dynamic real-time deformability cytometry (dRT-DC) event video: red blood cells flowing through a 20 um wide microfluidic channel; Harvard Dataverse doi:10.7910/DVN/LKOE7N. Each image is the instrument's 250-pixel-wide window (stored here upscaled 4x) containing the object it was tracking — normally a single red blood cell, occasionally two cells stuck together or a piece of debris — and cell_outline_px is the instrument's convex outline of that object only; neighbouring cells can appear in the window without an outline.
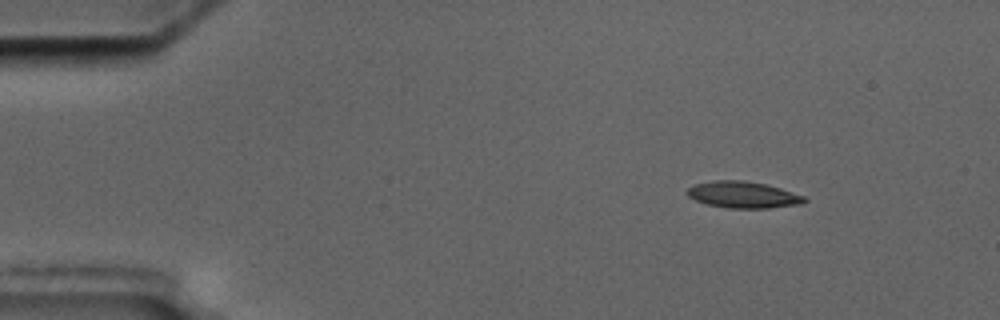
{"species": "common noctule bat (a hibernating species)", "species_latin": "Nyctalus noctula", "temperature_condition": "cold", "stored_images_in_passage": 4, "camera_frame_rate_fps": 3000, "um_per_image_px": 0.085, "animal": {"sex": "male", "body_mass_g": 17.5, "forearm_length_mm": 52.3}, "frame": {"image": 1, "passage_image": 2, "time_ms": 1.0, "image_size_px": [1000, 320], "cell_outline_px": [[808, 200], [800, 204], [768, 208], [728, 208], [708, 204], [696, 200], [688, 196], [684, 192], [692, 184], [712, 180], [744, 180], [764, 184], [780, 188], [804, 196]], "centroid_in_image_um": [63.11, 16.54], "position_along_channel_um": 21.9, "area_um2": 18.15}}